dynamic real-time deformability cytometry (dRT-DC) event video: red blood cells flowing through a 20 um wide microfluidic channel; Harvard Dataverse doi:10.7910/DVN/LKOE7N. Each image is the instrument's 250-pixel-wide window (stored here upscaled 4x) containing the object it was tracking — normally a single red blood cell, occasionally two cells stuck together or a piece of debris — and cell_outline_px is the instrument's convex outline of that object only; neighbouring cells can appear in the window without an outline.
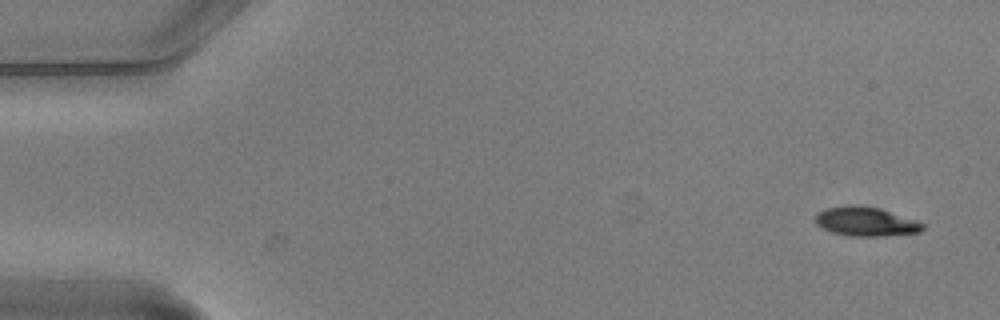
{"species": "common noctule bat (a hibernating species)", "species_latin": "Nyctalus noctula", "temperature_condition": "warm", "stored_images_in_passage": 5, "camera_frame_rate_fps": 3000, "um_per_image_px": 0.085, "animal": {"sex": "male", "body_mass_g": 20.5, "forearm_length_mm": 52.5}, "frame": {"image": 1, "passage_image": 1, "time_ms": 0.0, "image_size_px": [1000, 320], "cell_outline_px": [[924, 228], [920, 232], [884, 236], [848, 236], [832, 232], [816, 224], [816, 216], [824, 208], [848, 204], [856, 204], [880, 208], [916, 220], [924, 224]], "centroid_in_image_um": [73.6, 18.82], "position_along_channel_um": 11.4, "area_um2": 18.32}}
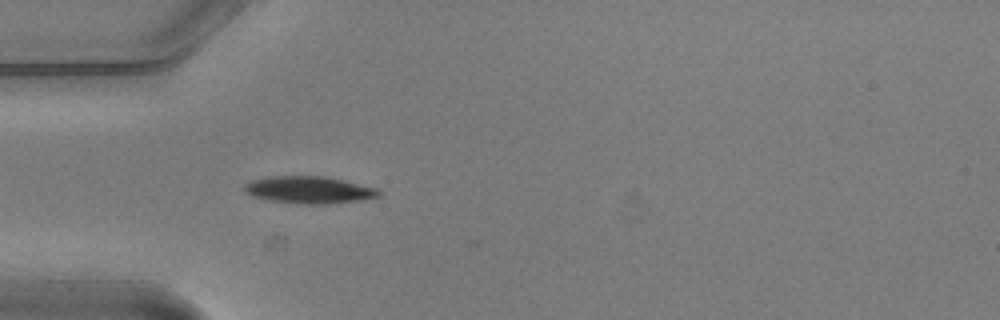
{"frame": {"image": 2, "passage_image": 5, "time_ms": 1.333, "image_size_px": [1000, 320], "cell_outline_px": [[380, 196], [356, 200], [320, 204], [304, 204], [272, 200], [252, 196], [244, 192], [244, 184], [252, 180], [268, 176], [324, 176], [344, 180], [376, 188], [380, 192]], "centroid_in_image_um": [26.22, 16.12], "position_along_channel_um": 58.8, "area_um2": 20.92}}